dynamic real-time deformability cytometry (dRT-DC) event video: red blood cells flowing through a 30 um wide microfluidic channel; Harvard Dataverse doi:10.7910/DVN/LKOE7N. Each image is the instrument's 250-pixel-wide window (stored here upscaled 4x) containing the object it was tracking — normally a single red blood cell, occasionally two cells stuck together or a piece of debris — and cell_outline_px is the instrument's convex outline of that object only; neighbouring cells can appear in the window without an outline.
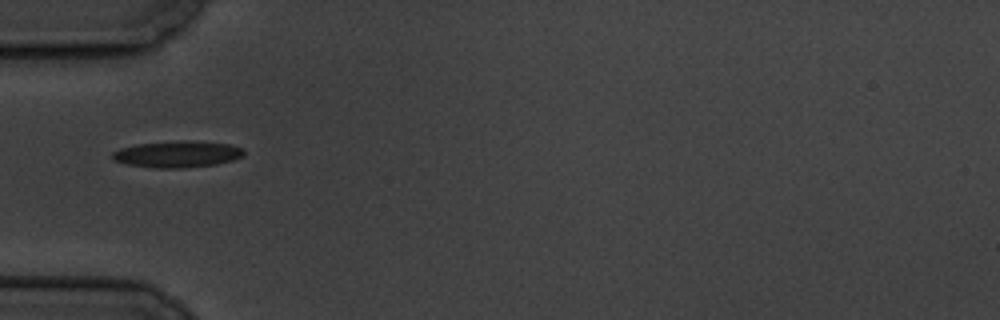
{"species": "common noctule bat (a hibernating species)", "species_latin": "Nyctalus noctula", "temperature_condition": "cold", "stored_images_in_passage": 3, "camera_frame_rate_fps": 3000, "um_per_image_px": 0.085, "animal": {"sex": "male", "body_mass_g": 19.5, "forearm_length_mm": 54.6}, "frame": {"image": 1, "passage_image": 1, "time_ms": 0.0, "image_size_px": [1000, 320], "cell_outline_px": [[244, 152], [240, 156], [232, 160], [216, 164], [184, 168], [152, 168], [128, 164], [112, 160], [112, 152], [120, 148], [136, 144], [184, 140], [188, 140], [228, 144], [240, 148]], "centroid_in_image_um": [15.01, 13.11], "position_along_channel_um": 70.0, "area_um2": 20.17}}
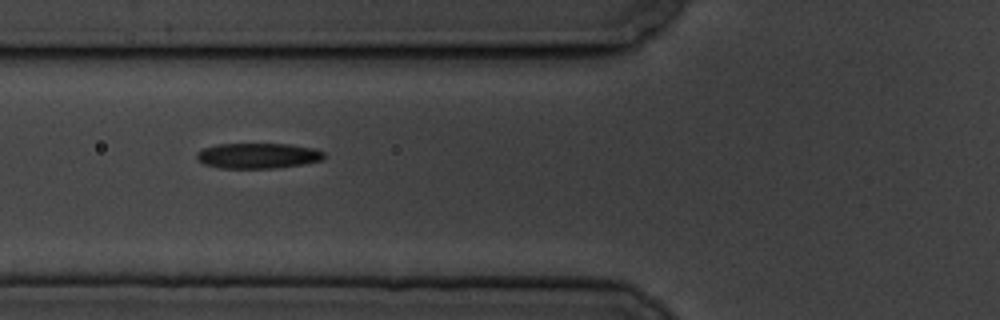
{"frame": {"image": 2, "passage_image": 2, "time_ms": 1.0, "image_size_px": [1000, 320], "cell_outline_px": [[324, 156], [320, 160], [304, 164], [276, 168], [216, 168], [204, 164], [196, 160], [196, 152], [204, 148], [216, 144], [288, 144], [312, 148], [324, 152]], "centroid_in_image_um": [21.85, 13.24], "position_along_channel_um": 103.9, "area_um2": 18.9}}
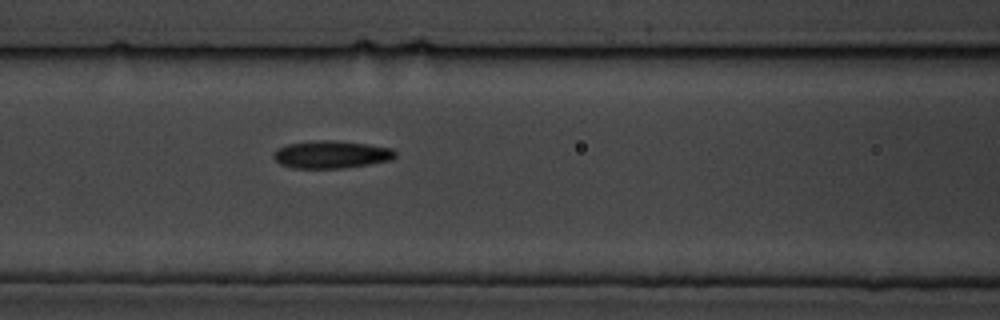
{"frame": {"image": 3, "passage_image": 3, "time_ms": 2.0, "image_size_px": [1000, 320], "cell_outline_px": [[396, 156], [392, 160], [344, 168], [292, 168], [280, 164], [272, 156], [276, 148], [288, 144], [320, 140], [332, 140], [368, 144], [392, 148], [396, 152]], "centroid_in_image_um": [28.16, 13.13], "position_along_channel_um": 138.4, "area_um2": 19.59}}